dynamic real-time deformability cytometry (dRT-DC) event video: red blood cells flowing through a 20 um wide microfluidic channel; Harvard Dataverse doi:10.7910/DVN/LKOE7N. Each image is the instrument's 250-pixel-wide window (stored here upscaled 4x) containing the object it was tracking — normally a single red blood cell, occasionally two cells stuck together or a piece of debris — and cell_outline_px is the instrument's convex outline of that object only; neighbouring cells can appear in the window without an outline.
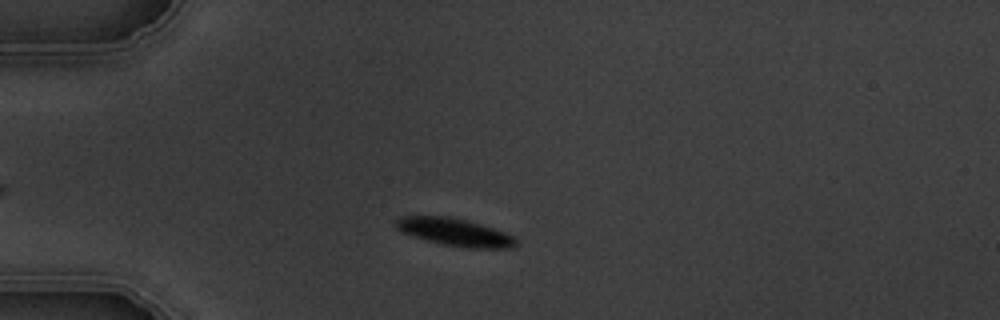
{"species": "common noctule bat (a hibernating species)", "species_latin": "Nyctalus noctula", "temperature_condition": "warm", "stored_images_in_passage": 5, "camera_frame_rate_fps": 3000, "um_per_image_px": 0.085, "animal": {"sex": "male", "body_mass_g": 19.5, "forearm_length_mm": 54.6}, "frame": {"image": 1, "passage_image": 3, "time_ms": 2.333, "image_size_px": [1000, 320], "cell_outline_px": [[520, 244], [512, 248], [468, 248], [440, 244], [412, 236], [396, 228], [396, 220], [400, 216], [448, 216], [468, 220], [504, 232], [512, 236]], "centroid_in_image_um": [38.67, 19.74], "position_along_channel_um": 46.3, "area_um2": 19.31}}
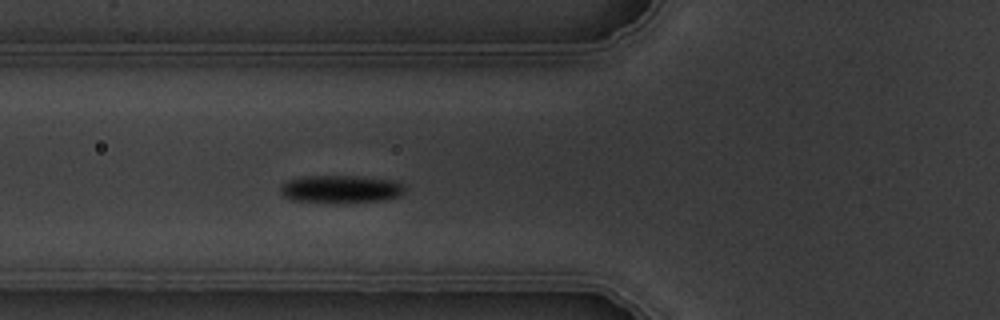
{"frame": {"image": 2, "passage_image": 5, "time_ms": 4.333, "image_size_px": [1000, 320], "cell_outline_px": [[404, 192], [400, 196], [384, 200], [332, 204], [288, 200], [280, 192], [280, 184], [288, 180], [304, 176], [352, 176], [392, 180], [404, 184]], "centroid_in_image_um": [28.91, 16.1], "position_along_channel_um": 96.9, "area_um2": 20.58}}